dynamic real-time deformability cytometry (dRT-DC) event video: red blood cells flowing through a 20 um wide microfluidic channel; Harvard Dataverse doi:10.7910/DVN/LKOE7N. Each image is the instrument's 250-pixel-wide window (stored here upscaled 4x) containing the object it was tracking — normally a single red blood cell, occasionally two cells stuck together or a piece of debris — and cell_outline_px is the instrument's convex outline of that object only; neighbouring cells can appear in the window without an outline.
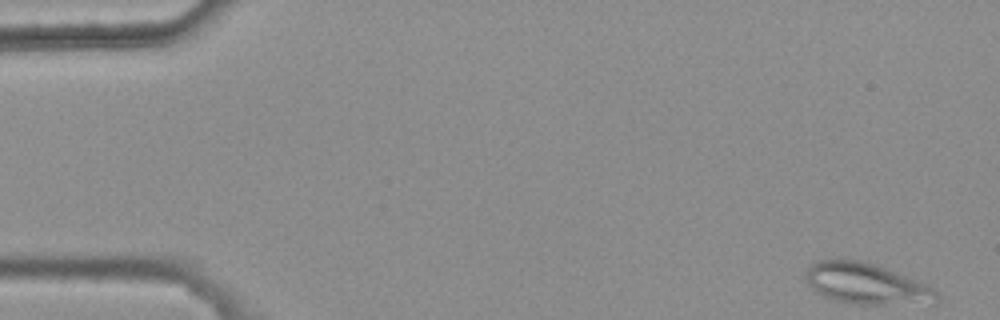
{"species": "common noctule bat (a hibernating species)", "species_latin": "Nyctalus noctula", "temperature_condition": "warm", "stored_images_in_passage": 8, "camera_frame_rate_fps": 3000, "um_per_image_px": 0.085, "animal": {"sex": "female", "body_mass_g": 25.1}, "frame": {"image": 1, "passage_image": 1, "time_ms": 0.0, "image_size_px": [1000, 320], "cell_outline_px": [[940, 300], [936, 304], [856, 304], [836, 300], [824, 296], [816, 292], [808, 284], [804, 276], [808, 268], [816, 260], [860, 260], [876, 264], [896, 272], [924, 284], [936, 292], [940, 296]], "centroid_in_image_um": [73.65, 24.13], "position_along_channel_um": 11.4, "area_um2": 31.15}}
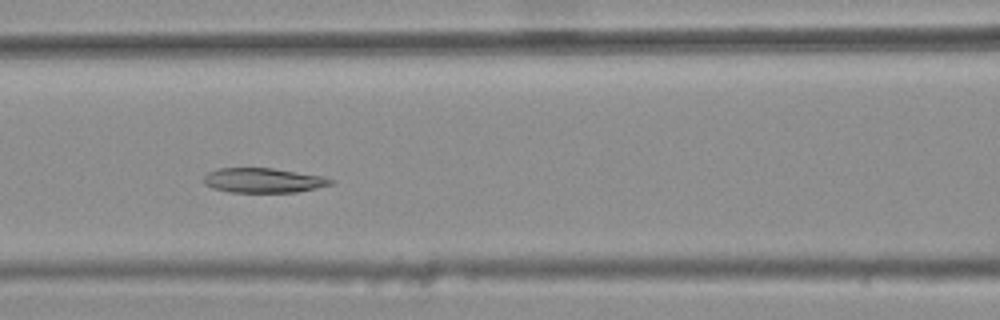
{"frame": {"image": 2, "passage_image": 7, "time_ms": 2.0, "image_size_px": [1000, 320], "cell_outline_px": [[336, 180], [332, 184], [316, 188], [296, 192], [228, 192], [212, 188], [204, 184], [204, 176], [208, 172], [220, 168], [272, 168], [324, 176]], "centroid_in_image_um": [22.39, 15.33], "position_along_channel_um": 144.2, "area_um2": 18.32}}
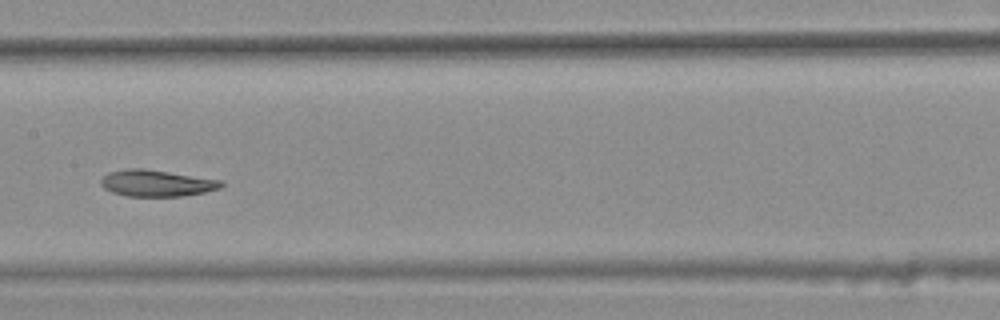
{"frame": {"image": 3, "passage_image": 8, "time_ms": 2.333, "image_size_px": [1000, 320], "cell_outline_px": [[224, 184], [220, 188], [204, 192], [180, 196], [128, 196], [112, 192], [104, 188], [100, 184], [100, 180], [108, 172], [128, 168], [144, 168], [220, 180]], "centroid_in_image_um": [13.27, 15.56], "position_along_channel_um": 194.1, "area_um2": 18.44}}